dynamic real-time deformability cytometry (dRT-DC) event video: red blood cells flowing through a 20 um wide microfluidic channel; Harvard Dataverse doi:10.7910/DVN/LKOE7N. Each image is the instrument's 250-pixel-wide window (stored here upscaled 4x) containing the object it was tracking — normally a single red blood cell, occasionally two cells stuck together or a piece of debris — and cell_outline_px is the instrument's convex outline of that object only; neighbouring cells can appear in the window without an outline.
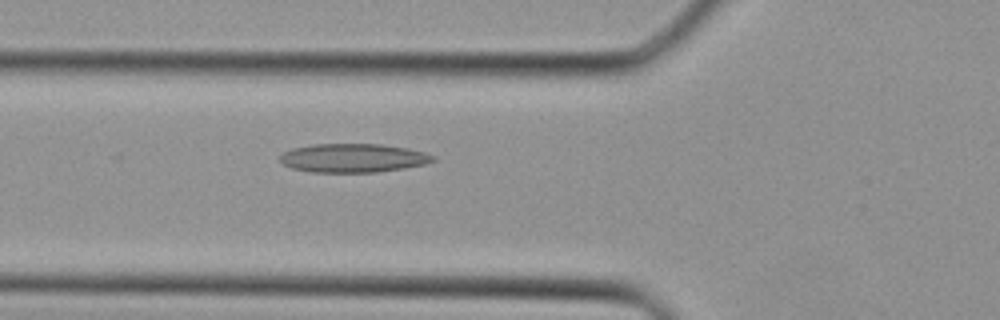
{"species": "Egyptian fruit bat (a non-hibernating species)", "species_latin": "Rousettus aegyptiacus", "temperature_condition": "cold", "stored_images_in_passage": 20, "camera_frame_rate_fps": 3000, "um_per_image_px": 0.085, "animal": {"sex": "female"}, "frame": {"image": 1, "passage_image": 14, "time_ms": 4.333, "image_size_px": [1000, 320], "cell_outline_px": [[436, 160], [424, 164], [404, 168], [376, 172], [312, 172], [292, 168], [284, 164], [280, 160], [280, 156], [284, 152], [292, 148], [312, 144], [380, 144], [408, 148], [424, 152], [436, 156]], "centroid_in_image_um": [30.03, 13.42], "position_along_channel_um": 95.8, "area_um2": 25.61}}
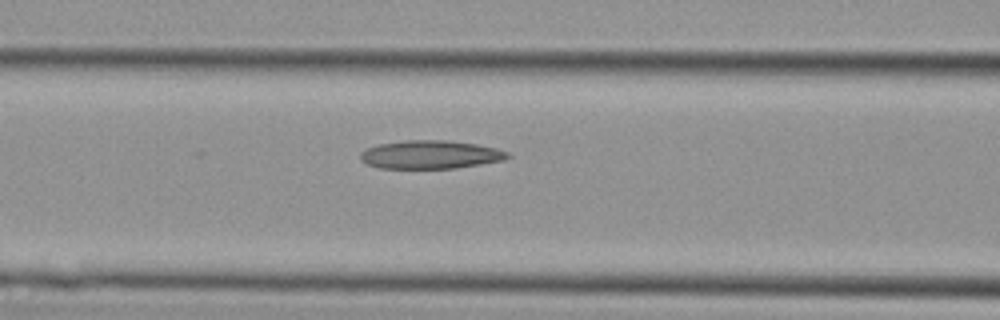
{"frame": {"image": 2, "passage_image": 16, "time_ms": 5.0, "image_size_px": [1000, 320], "cell_outline_px": [[512, 156], [504, 160], [456, 168], [380, 168], [368, 164], [360, 160], [360, 152], [364, 148], [380, 144], [404, 140], [448, 140], [476, 144], [496, 148], [508, 152]], "centroid_in_image_um": [36.58, 13.13], "position_along_channel_um": 130.0, "area_um2": 24.39}}
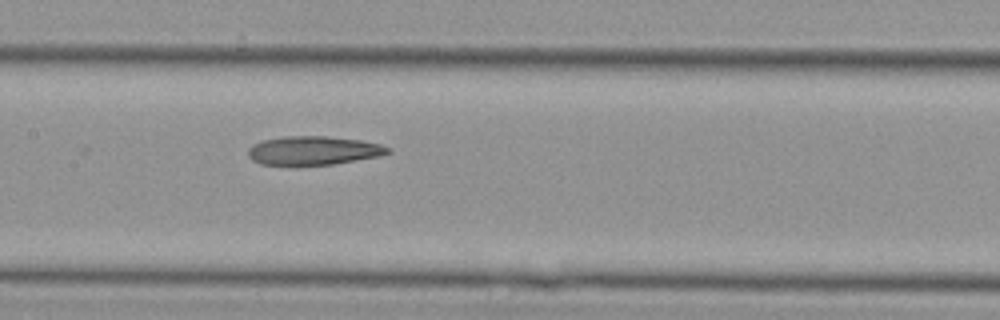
{"frame": {"image": 3, "passage_image": 19, "time_ms": 6.0, "image_size_px": [1000, 320], "cell_outline_px": [[392, 152], [380, 156], [332, 164], [260, 164], [252, 160], [248, 156], [248, 148], [252, 144], [264, 140], [284, 136], [324, 136], [360, 140], [380, 144], [392, 148]], "centroid_in_image_um": [26.66, 12.78], "position_along_channel_um": 180.7, "area_um2": 23.24}}